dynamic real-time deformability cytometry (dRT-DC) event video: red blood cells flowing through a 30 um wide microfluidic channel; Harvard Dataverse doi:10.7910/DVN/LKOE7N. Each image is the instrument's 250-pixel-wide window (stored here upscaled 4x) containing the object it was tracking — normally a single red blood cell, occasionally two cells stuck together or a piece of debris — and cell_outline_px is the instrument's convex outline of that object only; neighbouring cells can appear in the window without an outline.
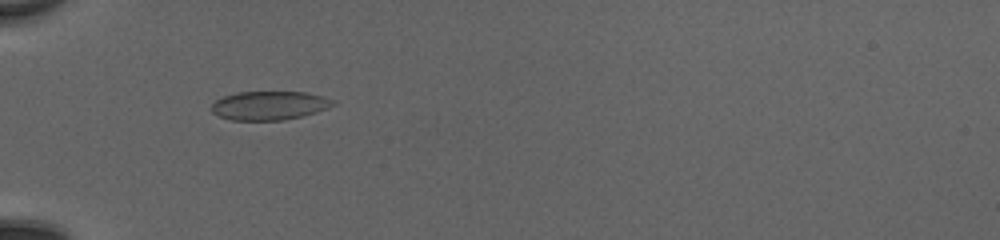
{"species": "common noctule bat (a hibernating species)", "species_latin": "Nyctalus noctula", "temperature_condition": "cold", "stored_images_in_passage": 51, "camera_frame_rate_fps": 3000, "um_per_image_px": 0.085, "animal": {"sex": "female", "body_mass_g": 20.0, "forearm_length_mm": 54.0}, "frame": {"image": 1, "passage_image": 19, "time_ms": 6.0, "image_size_px": [1000, 240], "cell_outline_px": [[336, 104], [328, 108], [316, 112], [284, 120], [232, 120], [220, 116], [212, 112], [212, 104], [216, 100], [224, 96], [236, 92], [308, 92], [324, 96], [336, 100]], "centroid_in_image_um": [22.94, 8.96], "position_along_channel_um": 62.1, "area_um2": 20.4}}
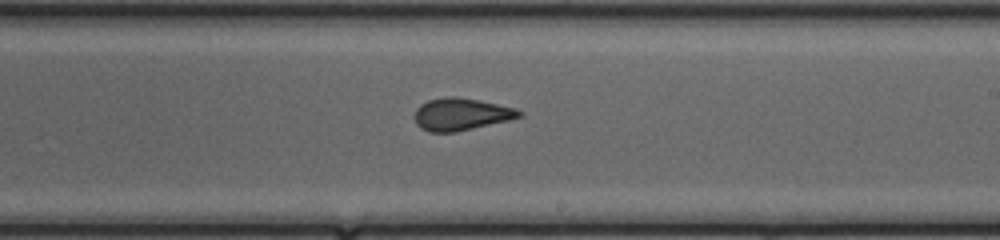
{"frame": {"image": 2, "passage_image": 33, "time_ms": 10.667, "image_size_px": [1000, 240], "cell_outline_px": [[524, 116], [508, 120], [456, 132], [428, 132], [420, 128], [416, 124], [412, 116], [416, 108], [420, 104], [428, 100], [448, 96], [456, 96], [480, 100], [516, 108], [524, 112]], "centroid_in_image_um": [39.17, 9.7], "position_along_channel_um": 249.8, "area_um2": 20.0}}
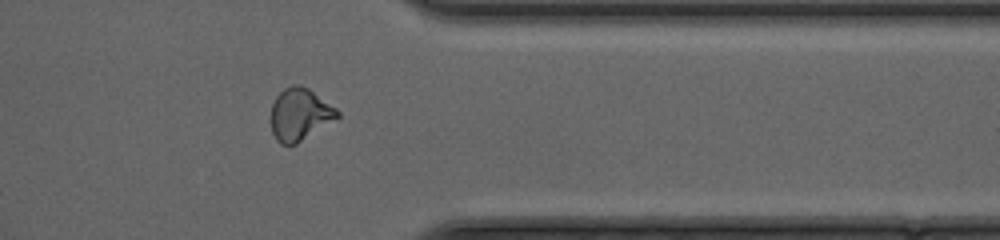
{"frame": {"image": 3, "passage_image": 43, "time_ms": 14.0, "image_size_px": [1000, 240], "cell_outline_px": [[340, 116], [296, 144], [288, 148], [280, 144], [276, 140], [272, 132], [272, 104], [276, 96], [284, 88], [292, 84], [296, 84], [308, 88], [336, 108], [340, 112]], "centroid_in_image_um": [25.46, 9.74], "position_along_channel_um": 385.9, "area_um2": 20.17}, "authors_computed_cell_mechanics": {"area_um2": 20.4034, "velocity_mm_per_s": 4.211, "shape_relaxation_time_tau1_ms": null, "shape_relaxation_time_tau2_ms": 0.6747, "deformation_change_tau1": null, "deformation_change_tau2": 0.061}}